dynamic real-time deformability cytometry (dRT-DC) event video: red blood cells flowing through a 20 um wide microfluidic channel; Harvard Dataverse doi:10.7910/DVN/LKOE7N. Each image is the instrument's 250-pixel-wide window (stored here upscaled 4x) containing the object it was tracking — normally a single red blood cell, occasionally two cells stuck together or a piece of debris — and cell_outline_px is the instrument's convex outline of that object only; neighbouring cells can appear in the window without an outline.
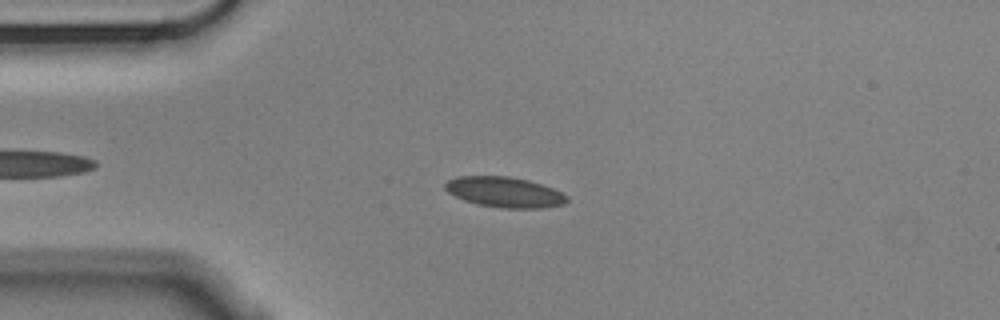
{"species": "Egyptian fruit bat (a non-hibernating species)", "species_latin": "Rousettus aegyptiacus", "temperature_condition": "cold", "stored_images_in_passage": 54, "camera_frame_rate_fps": 3000, "um_per_image_px": 0.085, "animal": {"sex": "male"}, "frame": {"image": 1, "passage_image": 11, "time_ms": 3.333, "image_size_px": [1000, 320], "cell_outline_px": [[568, 200], [564, 204], [540, 208], [500, 208], [476, 204], [464, 200], [448, 192], [444, 188], [444, 184], [448, 180], [456, 176], [508, 176], [528, 180], [552, 188], [568, 196]], "centroid_in_image_um": [42.86, 16.33], "position_along_channel_um": 42.1, "area_um2": 21.56}}
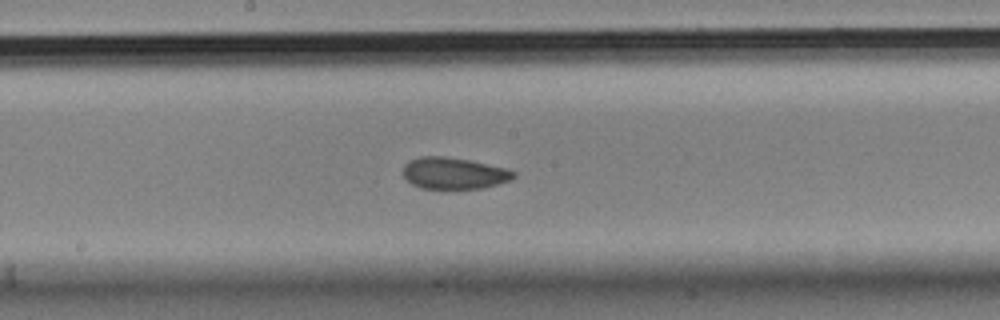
{"frame": {"image": 2, "passage_image": 27, "time_ms": 8.667, "image_size_px": [1000, 320], "cell_outline_px": [[516, 176], [512, 180], [484, 188], [420, 188], [412, 184], [404, 176], [404, 164], [408, 160], [420, 156], [444, 156], [468, 160], [504, 168], [516, 172]], "centroid_in_image_um": [38.58, 14.72], "position_along_channel_um": 209.6, "area_um2": 20.23}}
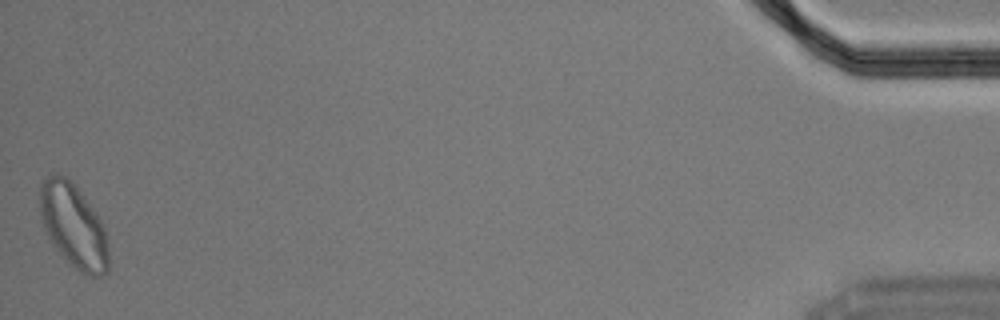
{"frame": {"image": 3, "passage_image": 54, "time_ms": 17.667, "image_size_px": [1000, 320], "cell_outline_px": [[108, 272], [104, 276], [88, 276], [80, 272], [48, 240], [40, 224], [40, 184], [48, 172], [56, 172], [64, 176], [80, 192], [96, 212], [104, 228], [108, 248]], "centroid_in_image_um": [6.21, 19.18], "position_along_channel_um": 429.0, "area_um2": 33.76}, "authors_computed_cell_mechanics": {"area_um2": 20.8658, "velocity_mm_per_s": 3.5049, "shape_relaxation_time_tau1_ms": 4.2628, "shape_relaxation_time_tau2_ms": 1.4883, "deformation_change_tau1": 0.0816, "deformation_change_tau2": 0.0543}}